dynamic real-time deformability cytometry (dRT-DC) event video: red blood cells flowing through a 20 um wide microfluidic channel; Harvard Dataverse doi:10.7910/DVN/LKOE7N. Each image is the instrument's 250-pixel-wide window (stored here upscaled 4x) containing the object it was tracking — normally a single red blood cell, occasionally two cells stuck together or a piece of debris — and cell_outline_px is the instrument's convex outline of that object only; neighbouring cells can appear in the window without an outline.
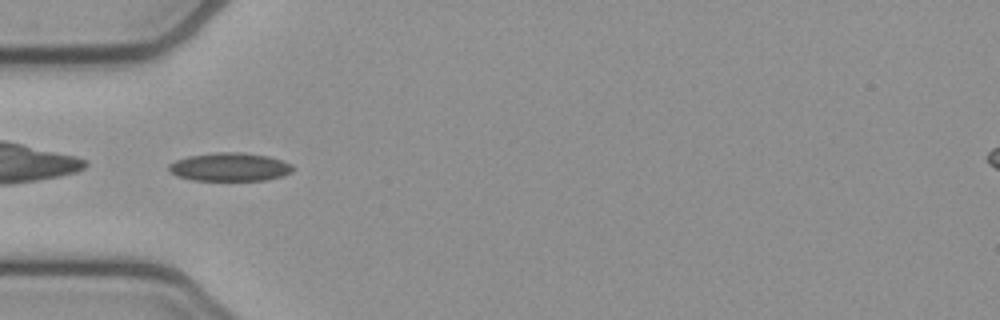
{"species": "common noctule bat (a hibernating species)", "species_latin": "Nyctalus noctula", "temperature_condition": "cold", "stored_images_in_passage": 38, "camera_frame_rate_fps": 3000, "um_per_image_px": 0.085, "animal": {"sex": "female", "body_mass_g": 21.9}, "frame": {"image": 1, "passage_image": 1, "time_ms": 0.0, "image_size_px": [1000, 320], "cell_outline_px": [[292, 172], [284, 176], [268, 180], [192, 180], [176, 176], [168, 172], [168, 164], [176, 160], [188, 156], [216, 152], [240, 152], [268, 156], [284, 160], [292, 164]], "centroid_in_image_um": [19.53, 14.19], "position_along_channel_um": 65.5, "area_um2": 20.75}}
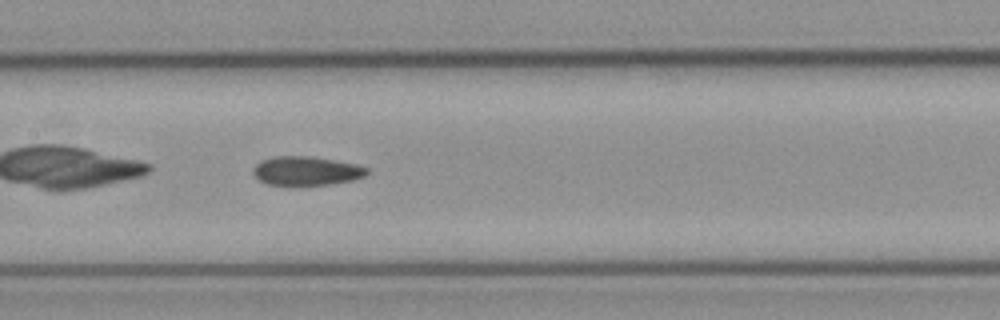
{"frame": {"image": 2, "passage_image": 10, "time_ms": 3.0, "image_size_px": [1000, 320], "cell_outline_px": [[368, 172], [364, 176], [352, 180], [304, 188], [292, 188], [268, 184], [260, 180], [252, 172], [252, 168], [260, 160], [276, 156], [312, 156], [356, 164], [368, 168]], "centroid_in_image_um": [25.99, 14.57], "position_along_channel_um": 181.4, "area_um2": 19.94}}
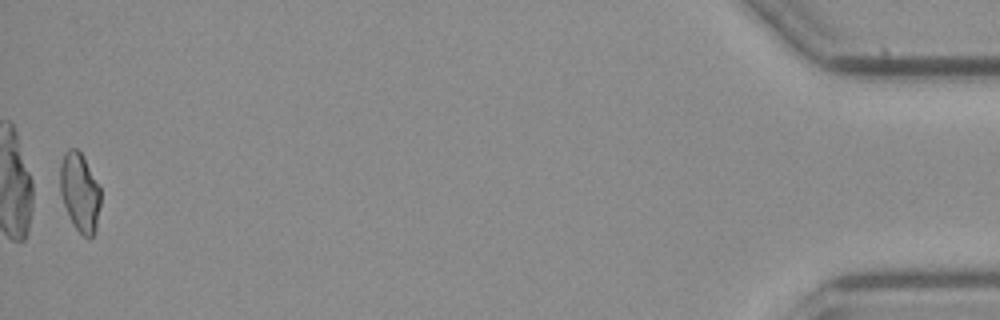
{"frame": {"image": 3, "passage_image": 37, "time_ms": 12.0, "image_size_px": [1000, 320], "cell_outline_px": [[100, 204], [96, 228], [92, 236], [88, 240], [72, 224], [64, 204], [60, 192], [60, 164], [64, 152], [68, 148], [76, 148], [84, 156], [100, 188]], "centroid_in_image_um": [6.77, 16.32], "position_along_channel_um": 428.4, "area_um2": 18.61}, "authors_computed_cell_mechanics": {"area_um2": 19.3052, "velocity_mm_per_s": 3.8384, "shape_relaxation_time_tau1_ms": null, "shape_relaxation_time_tau2_ms": 6.4315, "deformation_change_tau1": null, "deformation_change_tau2": 0.1324}}